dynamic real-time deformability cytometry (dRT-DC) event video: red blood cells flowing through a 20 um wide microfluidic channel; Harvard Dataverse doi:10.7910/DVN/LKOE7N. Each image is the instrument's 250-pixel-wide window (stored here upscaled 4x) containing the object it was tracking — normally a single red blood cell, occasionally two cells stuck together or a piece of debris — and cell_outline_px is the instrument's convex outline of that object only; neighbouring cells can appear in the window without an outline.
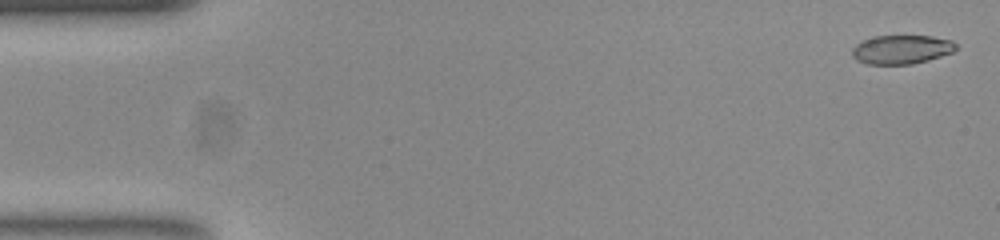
{"species": "common noctule bat (a hibernating species)", "species_latin": "Nyctalus noctula", "temperature_condition": "room temperature", "stored_images_in_passage": 16, "camera_frame_rate_fps": 3000, "um_per_image_px": 0.085, "animal": {"sex": "female", "body_mass_g": 23.0, "forearm_length_mm": 53.4}, "frame": {"image": 1, "passage_image": 2, "time_ms": 0.333, "image_size_px": [1000, 240], "cell_outline_px": [[956, 48], [952, 52], [928, 60], [912, 64], [868, 64], [856, 60], [852, 56], [852, 48], [856, 44], [864, 40], [876, 36], [932, 36], [952, 40], [956, 44]], "centroid_in_image_um": [76.62, 4.21], "position_along_channel_um": 8.4, "area_um2": 17.4}}
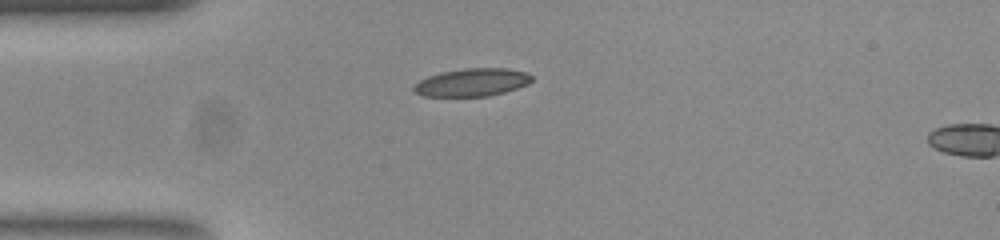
{"frame": {"image": 2, "passage_image": 14, "time_ms": 4.333, "image_size_px": [1000, 240], "cell_outline_px": [[532, 80], [528, 84], [504, 92], [488, 96], [424, 96], [416, 92], [412, 88], [420, 80], [428, 76], [440, 72], [464, 68], [508, 68], [524, 72], [532, 76]], "centroid_in_image_um": [40.12, 6.99], "position_along_channel_um": 44.9, "area_um2": 19.02}}